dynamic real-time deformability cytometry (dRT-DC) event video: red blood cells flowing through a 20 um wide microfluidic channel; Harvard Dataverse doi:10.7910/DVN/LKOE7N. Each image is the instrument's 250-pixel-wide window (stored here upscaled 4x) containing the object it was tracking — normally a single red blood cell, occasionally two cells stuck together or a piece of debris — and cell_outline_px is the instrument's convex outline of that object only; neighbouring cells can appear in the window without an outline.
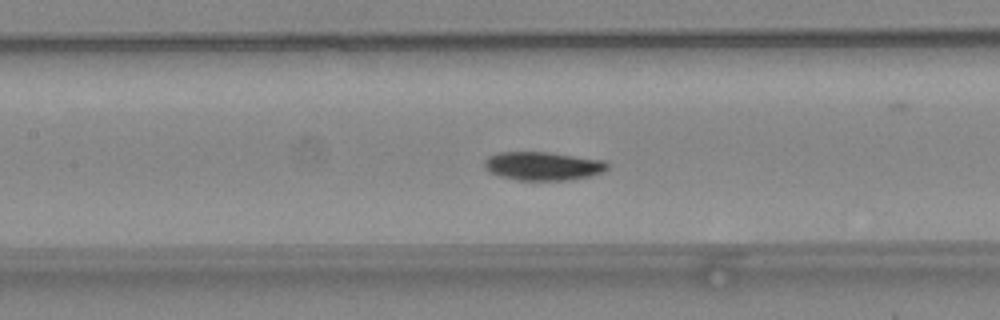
{"species": "common noctule bat (a hibernating species)", "species_latin": "Nyctalus noctula", "temperature_condition": "warm", "stored_images_in_passage": 49, "camera_frame_rate_fps": 3000, "um_per_image_px": 0.085, "animal": {"sex": "female", "body_mass_g": 24.6, "forearm_length_mm": 56.2}, "frame": {"image": 1, "passage_image": 21, "time_ms": 6.667, "image_size_px": [1000, 320], "cell_outline_px": [[608, 168], [604, 172], [572, 180], [516, 180], [500, 176], [488, 172], [484, 168], [484, 160], [488, 156], [496, 152], [548, 152], [604, 160], [608, 164]], "centroid_in_image_um": [46.12, 14.11], "position_along_channel_um": 161.3, "area_um2": 20.63}}
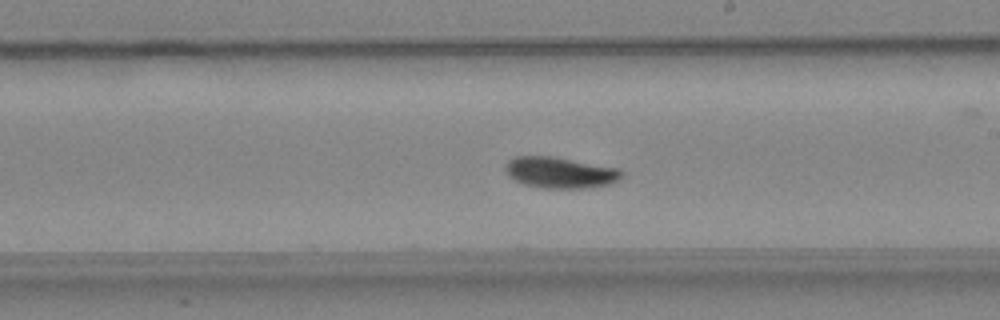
{"frame": {"image": 2, "passage_image": 27, "time_ms": 8.667, "image_size_px": [1000, 320], "cell_outline_px": [[624, 176], [620, 180], [612, 184], [588, 188], [544, 188], [524, 184], [508, 176], [504, 168], [504, 164], [508, 160], [516, 156], [552, 156], [620, 168], [624, 172]], "centroid_in_image_um": [47.65, 14.67], "position_along_channel_um": 241.3, "area_um2": 21.44}}
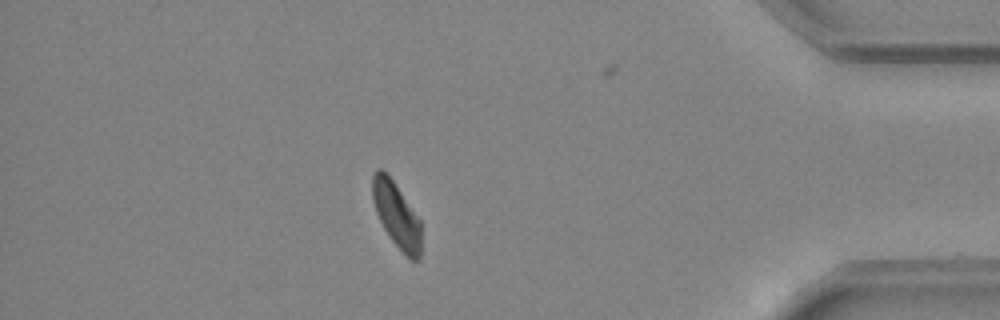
{"frame": {"image": 3, "passage_image": 42, "time_ms": 13.667, "image_size_px": [1000, 320], "cell_outline_px": [[420, 256], [416, 260], [412, 260], [392, 240], [384, 228], [376, 212], [372, 200], [372, 172], [376, 168], [384, 168], [420, 220]], "centroid_in_image_um": [33.66, 18.18], "position_along_channel_um": 401.5, "area_um2": 18.21}, "authors_computed_cell_mechanics": {"area_um2": 19.941, "velocity_mm_per_s": 4.0285, "shape_relaxation_time_tau1_ms": 2.5298, "shape_relaxation_time_tau2_ms": null, "deformation_change_tau1": 0.1189, "deformation_change_tau2": null}}